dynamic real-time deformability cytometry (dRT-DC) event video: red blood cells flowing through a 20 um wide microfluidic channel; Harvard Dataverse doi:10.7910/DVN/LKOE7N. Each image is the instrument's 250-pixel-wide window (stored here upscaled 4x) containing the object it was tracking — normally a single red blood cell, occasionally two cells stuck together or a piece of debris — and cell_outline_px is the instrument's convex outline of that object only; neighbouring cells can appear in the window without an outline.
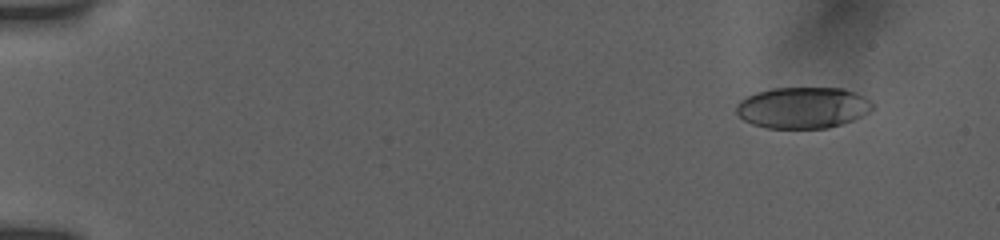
{"species": "human", "species_latin": "Homo sapiens", "temperature_condition": "room temperature", "stored_images_in_passage": 58, "camera_frame_rate_fps": 3000, "um_per_image_px": 0.085, "donor": {"sex": "female"}, "frame": {"image": 1, "passage_image": 4, "time_ms": 1.333, "image_size_px": [1000, 240], "cell_outline_px": [[876, 104], [868, 112], [852, 120], [828, 128], [768, 128], [752, 124], [744, 120], [736, 112], [736, 104], [740, 100], [756, 92], [772, 88], [844, 88], [856, 92], [872, 100]], "centroid_in_image_um": [68.25, 9.14], "position_along_channel_um": 16.7, "area_um2": 32.89}}
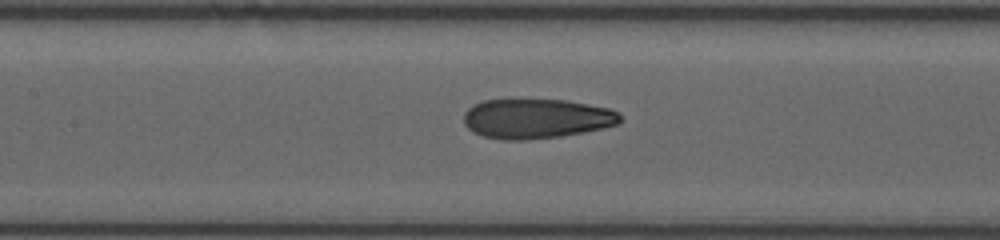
{"frame": {"image": 2, "passage_image": 25, "time_ms": 8.667, "image_size_px": [1000, 240], "cell_outline_px": [[620, 124], [604, 128], [584, 132], [560, 136], [528, 140], [504, 140], [484, 136], [472, 132], [464, 124], [464, 112], [468, 108], [484, 100], [564, 100], [588, 104], [608, 108], [620, 112]], "centroid_in_image_um": [45.61, 10.09], "position_along_channel_um": 161.8, "area_um2": 36.18}}
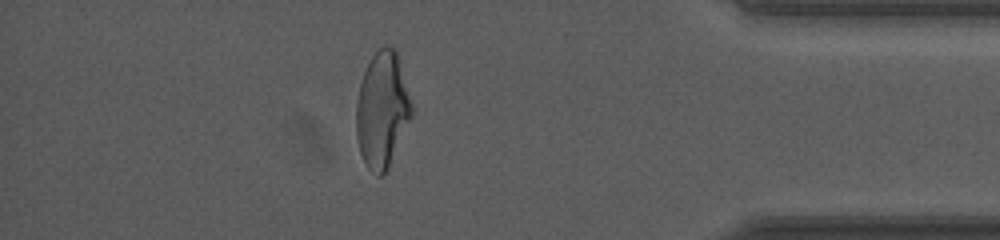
{"frame": {"image": 3, "passage_image": 51, "time_ms": 15.667, "image_size_px": [1000, 240], "cell_outline_px": [[412, 116], [384, 172], [380, 176], [376, 176], [368, 168], [360, 152], [356, 136], [356, 100], [360, 84], [364, 72], [372, 56], [384, 44], [388, 44], [396, 48], [400, 60], [412, 104]], "centroid_in_image_um": [32.48, 9.26], "position_along_channel_um": 402.7, "area_um2": 37.05}, "authors_computed_cell_mechanics": {"area_um2": 36.5296, "velocity_mm_per_s": 3.8785, "shape_relaxation_time_tau1_ms": 5.3024, "shape_relaxation_time_tau2_ms": 1.4818, "deformation_change_tau1": 0.2017, "deformation_change_tau2": 0.0847}}